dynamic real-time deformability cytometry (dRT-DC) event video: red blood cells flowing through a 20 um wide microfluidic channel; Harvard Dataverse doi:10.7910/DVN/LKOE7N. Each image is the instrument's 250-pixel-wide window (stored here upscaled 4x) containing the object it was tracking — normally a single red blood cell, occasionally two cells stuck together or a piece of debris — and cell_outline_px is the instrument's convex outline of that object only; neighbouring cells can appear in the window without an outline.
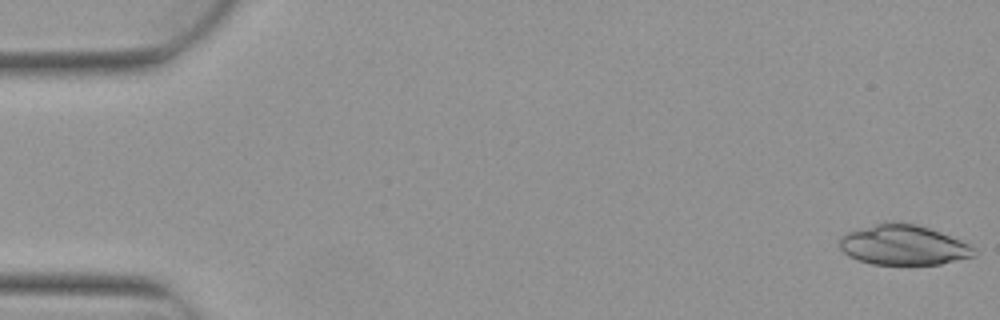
{"species": "Egyptian fruit bat (a non-hibernating species)", "species_latin": "Rousettus aegyptiacus", "temperature_condition": "warm", "stored_images_in_passage": 5, "camera_frame_rate_fps": 3000, "um_per_image_px": 0.085, "animal": {"sex": "female"}, "frame": {"image": 1, "passage_image": 1, "time_ms": 0.0, "image_size_px": [1000, 320], "cell_outline_px": [[976, 248], [972, 256], [940, 264], [872, 264], [848, 256], [840, 248], [840, 240], [848, 232], [876, 224], [892, 220], [916, 224], [940, 232], [960, 240]], "centroid_in_image_um": [76.78, 20.82], "position_along_channel_um": 8.2, "area_um2": 30.98}}